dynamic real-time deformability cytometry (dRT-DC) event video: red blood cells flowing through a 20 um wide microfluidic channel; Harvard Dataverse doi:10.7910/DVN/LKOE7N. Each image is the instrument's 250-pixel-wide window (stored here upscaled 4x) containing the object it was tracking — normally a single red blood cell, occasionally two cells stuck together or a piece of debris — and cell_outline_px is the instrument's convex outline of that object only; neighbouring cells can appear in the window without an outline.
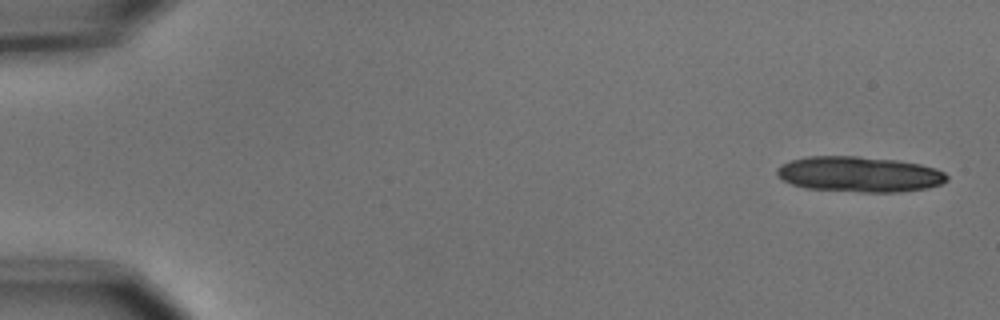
{"species": "common noctule bat (a hibernating species)", "species_latin": "Nyctalus noctula", "temperature_condition": "cold", "stored_images_in_passage": 5, "camera_frame_rate_fps": 3000, "um_per_image_px": 0.085, "animal": {"sex": "male", "body_mass_g": 15.6}, "frame": {"image": 1, "passage_image": 1, "time_ms": 0.0, "image_size_px": [1000, 320], "cell_outline_px": [[948, 180], [940, 184], [928, 188], [900, 192], [860, 192], [804, 188], [792, 184], [784, 180], [776, 172], [776, 168], [780, 164], [792, 160], [808, 156], [856, 156], [896, 160], [920, 164], [936, 168], [944, 172], [948, 176]], "centroid_in_image_um": [73.05, 14.81], "position_along_channel_um": 11.9, "area_um2": 35.26}}